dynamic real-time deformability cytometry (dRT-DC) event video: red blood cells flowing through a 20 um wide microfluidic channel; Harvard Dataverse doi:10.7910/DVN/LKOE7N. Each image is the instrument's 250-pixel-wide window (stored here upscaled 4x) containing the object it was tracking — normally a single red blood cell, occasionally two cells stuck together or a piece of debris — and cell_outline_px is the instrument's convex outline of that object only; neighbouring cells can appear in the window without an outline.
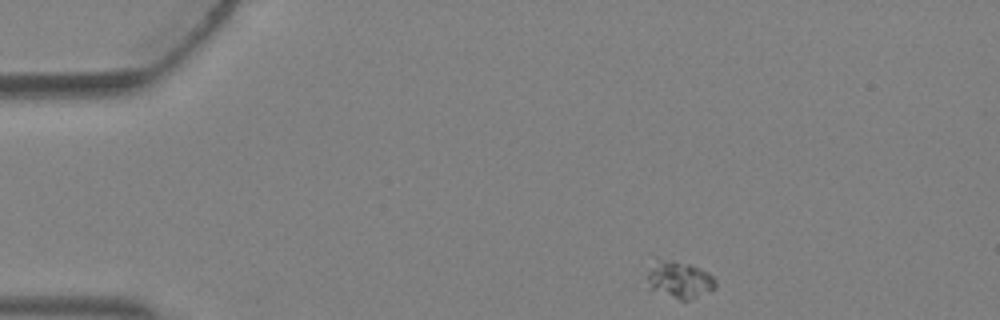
{"species": "Egyptian fruit bat (a non-hibernating species)", "species_latin": "Rousettus aegyptiacus", "temperature_condition": "warm", "stored_images_in_passage": 3, "camera_frame_rate_fps": 3000, "um_per_image_px": 0.085, "animal": {"sex": "female"}, "frame": {"image": 1, "passage_image": 1, "time_ms": 0.0, "image_size_px": [1000, 320], "cell_outline_px": [[716, 288], [692, 300], [680, 300], [652, 288], [648, 280], [648, 272], [652, 268], [672, 260], [688, 264], [700, 268], [708, 272], [716, 280]], "centroid_in_image_um": [57.9, 23.83], "position_along_channel_um": 27.1, "area_um2": 13.81}}
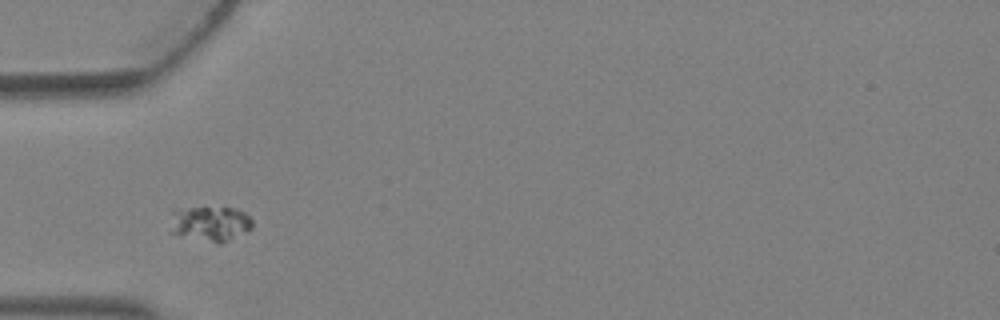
{"frame": {"image": 2, "passage_image": 3, "time_ms": 0.667, "image_size_px": [1000, 320], "cell_outline_px": [[252, 228], [220, 244], [216, 244], [180, 236], [168, 232], [172, 212], [176, 208], [204, 204], [236, 208], [244, 212], [252, 220]], "centroid_in_image_um": [17.78, 18.95], "position_along_channel_um": 67.2, "area_um2": 17.92}}